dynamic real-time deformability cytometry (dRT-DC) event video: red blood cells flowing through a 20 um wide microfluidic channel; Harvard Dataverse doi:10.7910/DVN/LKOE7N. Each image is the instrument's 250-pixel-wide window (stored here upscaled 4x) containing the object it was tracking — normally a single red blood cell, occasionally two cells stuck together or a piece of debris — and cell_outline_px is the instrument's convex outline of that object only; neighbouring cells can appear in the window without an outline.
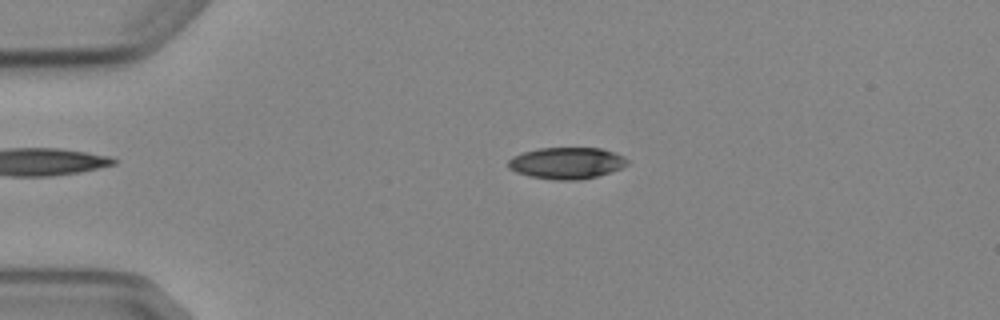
{"species": "Egyptian fruit bat (a non-hibernating species)", "species_latin": "Rousettus aegyptiacus", "temperature_condition": "cold", "stored_images_in_passage": 3, "camera_frame_rate_fps": 3000, "um_per_image_px": 0.085, "animal": {"sex": "female"}, "frame": {"image": 1, "passage_image": 2, "time_ms": 2.0, "image_size_px": [1000, 320], "cell_outline_px": [[628, 164], [620, 168], [596, 176], [580, 180], [556, 180], [528, 176], [516, 172], [508, 168], [508, 160], [512, 156], [524, 152], [540, 148], [600, 148], [624, 156], [628, 160]], "centroid_in_image_um": [48.13, 13.86], "position_along_channel_um": 36.9, "area_um2": 21.79}}